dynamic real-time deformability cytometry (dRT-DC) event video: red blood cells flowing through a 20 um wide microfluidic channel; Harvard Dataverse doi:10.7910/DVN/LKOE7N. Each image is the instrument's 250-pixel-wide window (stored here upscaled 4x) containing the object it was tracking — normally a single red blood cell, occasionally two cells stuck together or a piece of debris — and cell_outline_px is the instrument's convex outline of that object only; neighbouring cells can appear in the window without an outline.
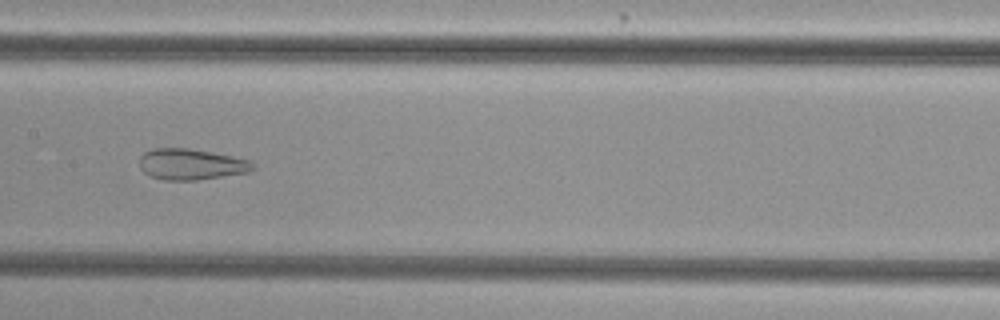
{"species": "common noctule bat (a hibernating species)", "species_latin": "Nyctalus noctula", "temperature_condition": "cold", "stored_images_in_passage": 47, "camera_frame_rate_fps": 3000, "um_per_image_px": 0.085, "animal": {"sex": "female", "body_mass_g": 29.2, "forearm_length_mm": 56.3}, "frame": {"image": 1, "passage_image": 24, "time_ms": 7.667, "image_size_px": [1000, 320], "cell_outline_px": [[256, 168], [248, 172], [196, 180], [164, 180], [152, 176], [144, 172], [140, 168], [140, 156], [144, 152], [152, 148], [188, 148], [212, 152], [232, 156], [248, 160], [256, 164]], "centroid_in_image_um": [16.25, 13.95], "position_along_channel_um": 191.2, "area_um2": 20.46}}
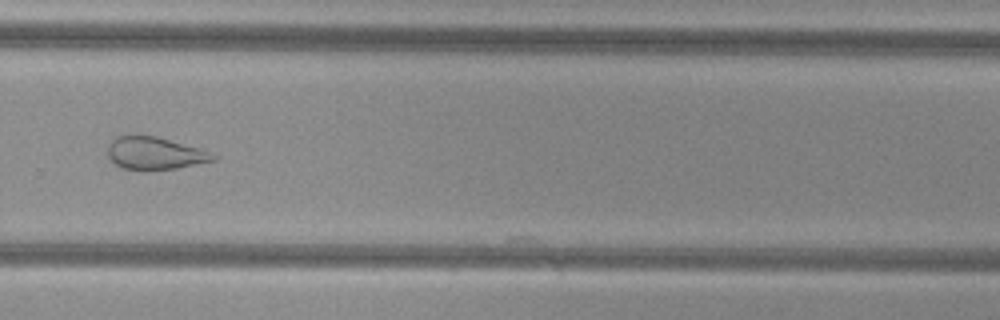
{"frame": {"image": 2, "passage_image": 34, "time_ms": 11.0, "image_size_px": [1000, 320], "cell_outline_px": [[216, 160], [176, 168], [144, 172], [120, 168], [108, 156], [108, 144], [116, 136], [132, 132], [136, 132], [156, 136], [204, 148], [216, 156]], "centroid_in_image_um": [13.12, 13.0], "position_along_channel_um": 316.7, "area_um2": 21.04}}
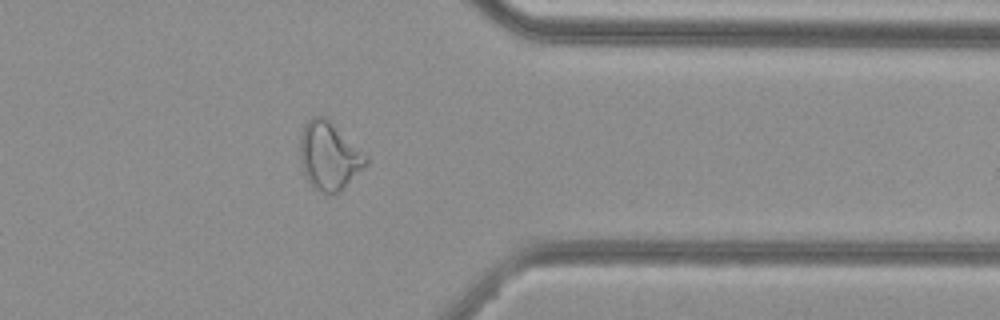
{"frame": {"image": 3, "passage_image": 40, "time_ms": 13.0, "image_size_px": [1000, 320], "cell_outline_px": [[368, 164], [340, 192], [328, 196], [312, 188], [308, 184], [304, 176], [300, 160], [300, 136], [304, 124], [312, 116], [324, 116], [368, 156]], "centroid_in_image_um": [27.95, 13.31], "position_along_channel_um": 383.4, "area_um2": 26.47}, "authors_computed_cell_mechanics": {"area_um2": 26.4724, "velocity_mm_per_s": 3.7708, "shape_relaxation_time_tau1_ms": null, "shape_relaxation_time_tau2_ms": 1.7167, "deformation_change_tau1": null, "deformation_change_tau2": 0.0973}}